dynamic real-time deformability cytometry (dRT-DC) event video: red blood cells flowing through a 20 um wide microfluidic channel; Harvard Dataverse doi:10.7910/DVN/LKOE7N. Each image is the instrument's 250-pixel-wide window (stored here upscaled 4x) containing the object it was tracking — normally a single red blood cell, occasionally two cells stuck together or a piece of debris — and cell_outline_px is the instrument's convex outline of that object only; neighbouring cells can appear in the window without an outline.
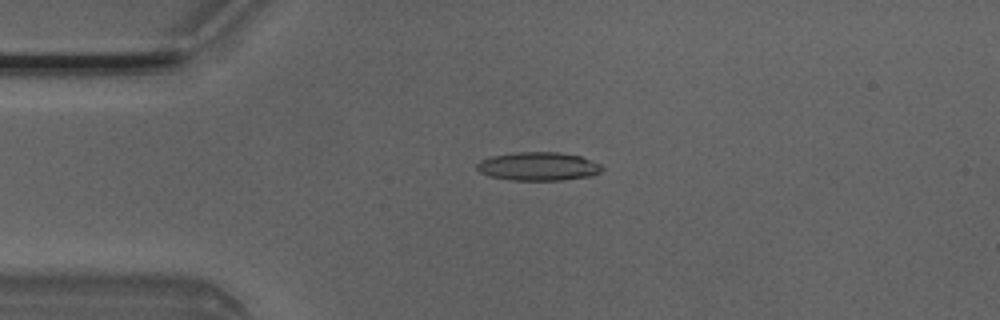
{"species": "Egyptian fruit bat (a non-hibernating species)", "species_latin": "Rousettus aegyptiacus", "temperature_condition": "room temperature", "stored_images_in_passage": 6, "camera_frame_rate_fps": 3000, "um_per_image_px": 0.085, "animal": {"sex": "male"}, "frame": {"image": 1, "passage_image": 4, "time_ms": 1.0, "image_size_px": [1000, 320], "cell_outline_px": [[604, 168], [600, 172], [592, 176], [564, 180], [512, 180], [488, 176], [480, 172], [476, 168], [476, 164], [480, 160], [492, 156], [516, 152], [560, 152], [580, 156], [600, 164]], "centroid_in_image_um": [45.75, 14.14], "position_along_channel_um": 39.2, "area_um2": 20.87}}